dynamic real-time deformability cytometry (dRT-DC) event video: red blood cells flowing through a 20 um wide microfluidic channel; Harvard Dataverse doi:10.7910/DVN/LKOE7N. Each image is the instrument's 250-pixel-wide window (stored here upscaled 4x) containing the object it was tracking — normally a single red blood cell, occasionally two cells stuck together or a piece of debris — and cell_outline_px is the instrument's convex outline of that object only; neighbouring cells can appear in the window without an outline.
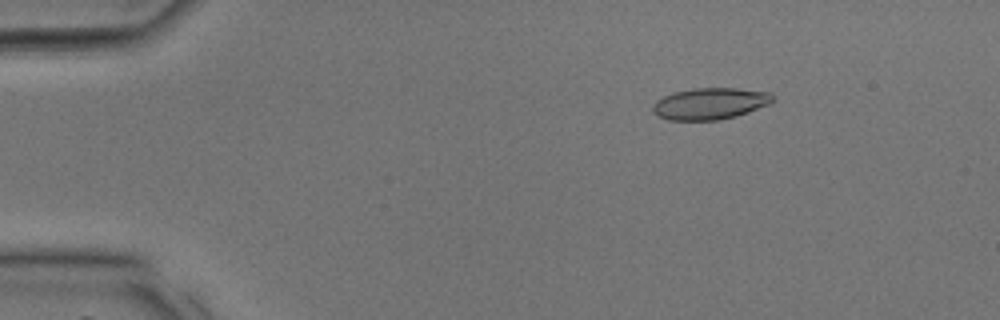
{"species": "common noctule bat (a hibernating species)", "species_latin": "Nyctalus noctula", "temperature_condition": "room temperature", "stored_images_in_passage": 10, "camera_frame_rate_fps": 3000, "um_per_image_px": 0.085, "animal": {"sex": "male", "body_mass_g": 17.9, "forearm_length_mm": 54.2}, "frame": {"image": 1, "passage_image": 6, "time_ms": 1.667, "image_size_px": [1000, 320], "cell_outline_px": [[776, 100], [768, 104], [748, 112], [736, 116], [720, 120], [668, 120], [652, 112], [652, 104], [656, 100], [664, 96], [676, 92], [696, 88], [736, 88], [768, 92]], "centroid_in_image_um": [60.34, 8.81], "position_along_channel_um": 24.7, "area_um2": 21.96}}